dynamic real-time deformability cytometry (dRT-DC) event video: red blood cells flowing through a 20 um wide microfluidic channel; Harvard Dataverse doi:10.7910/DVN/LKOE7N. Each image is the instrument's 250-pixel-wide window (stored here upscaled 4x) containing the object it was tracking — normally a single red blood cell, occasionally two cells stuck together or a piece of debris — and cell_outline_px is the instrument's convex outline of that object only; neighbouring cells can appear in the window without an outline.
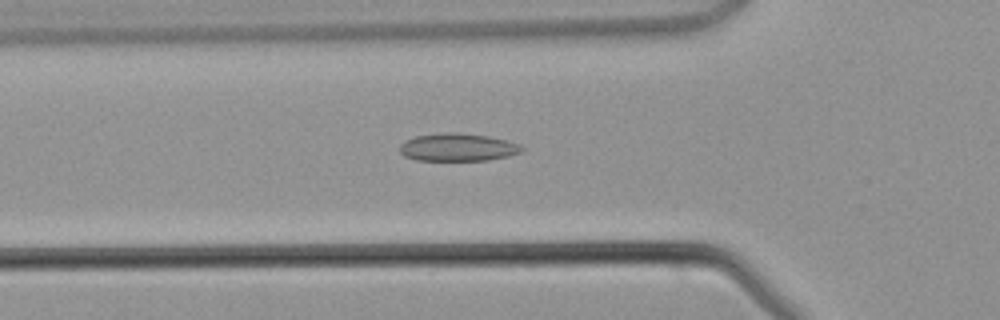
{"species": "common noctule bat (a hibernating species)", "species_latin": "Nyctalus noctula", "temperature_condition": "warm", "stored_images_in_passage": 35, "camera_frame_rate_fps": 3000, "um_per_image_px": 0.085, "animal": {"sex": "male", "body_mass_g": 21.5, "forearm_length_mm": 52.0}, "frame": {"image": 1, "passage_image": 10, "time_ms": 3.0, "image_size_px": [1000, 320], "cell_outline_px": [[524, 148], [520, 152], [508, 156], [488, 160], [416, 160], [404, 156], [400, 152], [400, 144], [416, 136], [448, 132], [456, 132], [488, 136], [520, 144]], "centroid_in_image_um": [38.91, 12.52], "position_along_channel_um": 86.9, "area_um2": 19.54}}
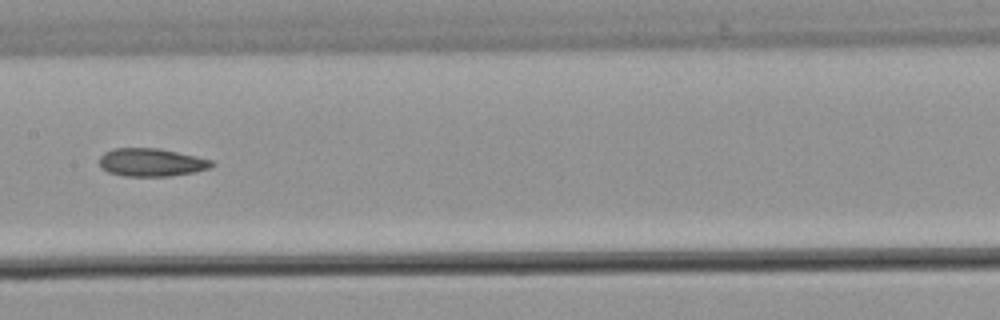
{"frame": {"image": 2, "passage_image": 17, "time_ms": 5.333, "image_size_px": [1000, 320], "cell_outline_px": [[216, 164], [208, 168], [192, 172], [168, 176], [124, 176], [108, 172], [100, 168], [100, 156], [104, 152], [112, 148], [160, 148], [196, 156], [212, 160]], "centroid_in_image_um": [12.83, 13.79], "position_along_channel_um": 194.6, "area_um2": 18.38}}
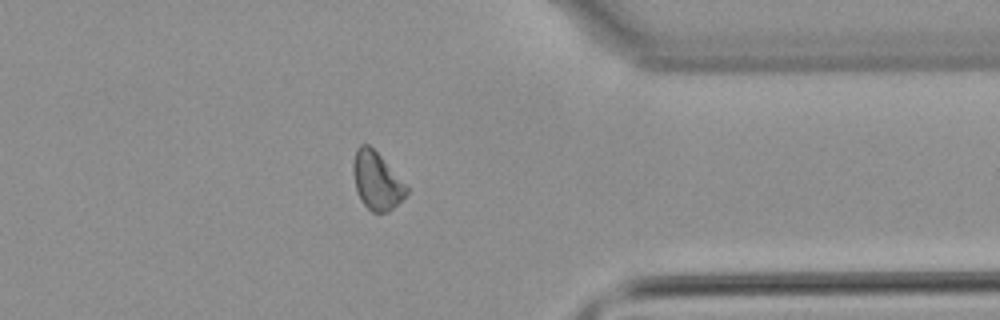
{"frame": {"image": 3, "passage_image": 30, "time_ms": 9.667, "image_size_px": [1000, 320], "cell_outline_px": [[408, 192], [388, 212], [372, 212], [360, 200], [356, 188], [352, 172], [352, 164], [356, 148], [360, 144], [368, 144], [380, 156], [408, 188]], "centroid_in_image_um": [31.97, 15.36], "position_along_channel_um": 379.4, "area_um2": 17.51}}